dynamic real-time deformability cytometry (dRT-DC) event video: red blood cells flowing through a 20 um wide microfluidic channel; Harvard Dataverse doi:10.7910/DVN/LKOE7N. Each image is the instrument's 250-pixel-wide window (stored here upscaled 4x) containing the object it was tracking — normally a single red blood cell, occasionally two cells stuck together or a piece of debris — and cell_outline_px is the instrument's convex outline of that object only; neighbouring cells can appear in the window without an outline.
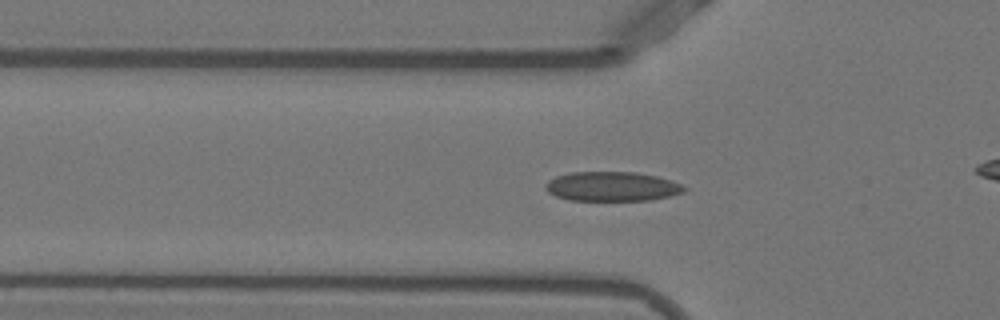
{"species": "Egyptian fruit bat (a non-hibernating species)", "species_latin": "Rousettus aegyptiacus", "temperature_condition": "warm", "stored_images_in_passage": 30, "camera_frame_rate_fps": 3000, "um_per_image_px": 0.085, "animal": {"sex": "female"}, "frame": {"image": 1, "passage_image": 2, "time_ms": 0.333, "image_size_px": [1000, 320], "cell_outline_px": [[688, 188], [684, 192], [668, 196], [648, 200], [568, 200], [556, 196], [548, 192], [544, 188], [544, 184], [548, 180], [556, 176], [568, 172], [636, 172], [656, 176], [672, 180]], "centroid_in_image_um": [51.99, 15.84], "position_along_channel_um": 73.8, "area_um2": 23.87}}
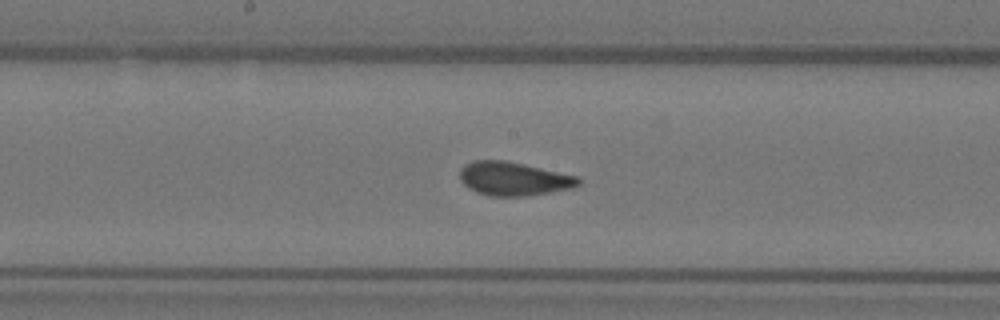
{"frame": {"image": 2, "passage_image": 12, "time_ms": 3.667, "image_size_px": [1000, 320], "cell_outline_px": [[580, 184], [572, 188], [528, 196], [488, 196], [476, 192], [468, 188], [460, 180], [460, 168], [464, 164], [472, 160], [504, 160], [524, 164], [576, 176], [580, 180]], "centroid_in_image_um": [43.61, 15.19], "position_along_channel_um": 204.6, "area_um2": 23.29}}
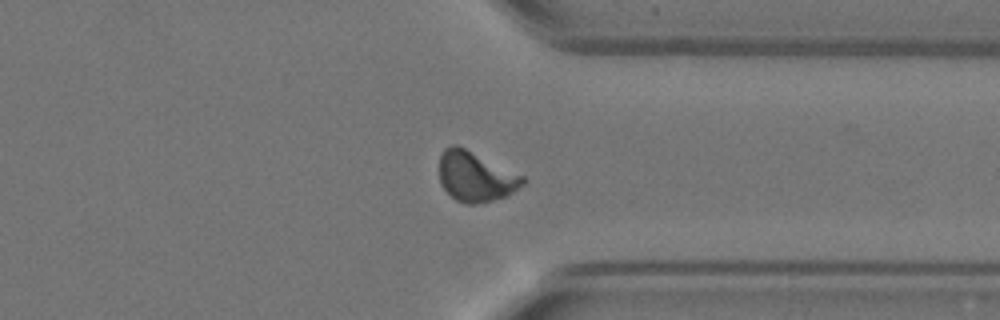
{"frame": {"image": 3, "passage_image": 25, "time_ms": 8.0, "image_size_px": [1000, 320], "cell_outline_px": [[528, 180], [524, 184], [512, 192], [504, 196], [492, 200], [476, 204], [464, 204], [456, 200], [440, 184], [440, 156], [444, 148], [452, 144], [456, 144], [524, 176]], "centroid_in_image_um": [40.42, 15.01], "position_along_channel_um": 371.0, "area_um2": 24.1}}